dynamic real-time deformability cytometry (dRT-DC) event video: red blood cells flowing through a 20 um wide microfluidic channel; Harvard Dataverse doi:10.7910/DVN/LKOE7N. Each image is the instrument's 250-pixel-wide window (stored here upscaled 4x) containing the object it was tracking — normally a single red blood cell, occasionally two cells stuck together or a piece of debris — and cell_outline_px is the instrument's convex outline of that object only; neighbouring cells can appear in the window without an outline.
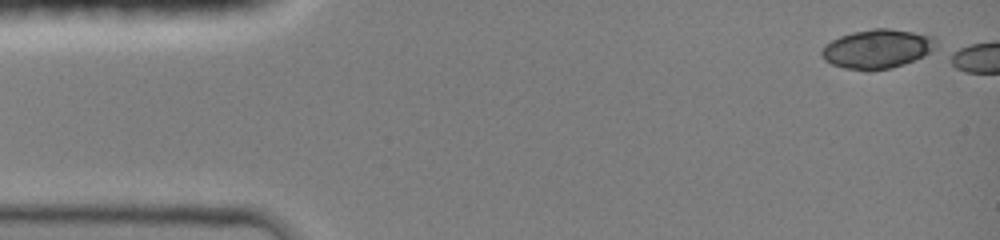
{"species": "common noctule bat (a hibernating species)", "species_latin": "Nyctalus noctula", "temperature_condition": "room temperature", "stored_images_in_passage": 5, "camera_frame_rate_fps": 3000, "um_per_image_px": 0.085, "animal": {"sex": "female", "body_mass_g": 19.0, "forearm_length_mm": 51.5}, "frame": {"image": 1, "passage_image": 1, "time_ms": 0.0, "image_size_px": [1000, 240], "cell_outline_px": [[936, 48], [924, 56], [904, 64], [888, 68], [868, 72], [864, 72], [844, 68], [832, 64], [824, 60], [820, 52], [832, 40], [840, 36], [852, 32], [872, 28], [888, 28], [912, 32], [932, 36], [936, 40]], "centroid_in_image_um": [74.56, 4.17], "position_along_channel_um": 10.4, "area_um2": 26.13}}